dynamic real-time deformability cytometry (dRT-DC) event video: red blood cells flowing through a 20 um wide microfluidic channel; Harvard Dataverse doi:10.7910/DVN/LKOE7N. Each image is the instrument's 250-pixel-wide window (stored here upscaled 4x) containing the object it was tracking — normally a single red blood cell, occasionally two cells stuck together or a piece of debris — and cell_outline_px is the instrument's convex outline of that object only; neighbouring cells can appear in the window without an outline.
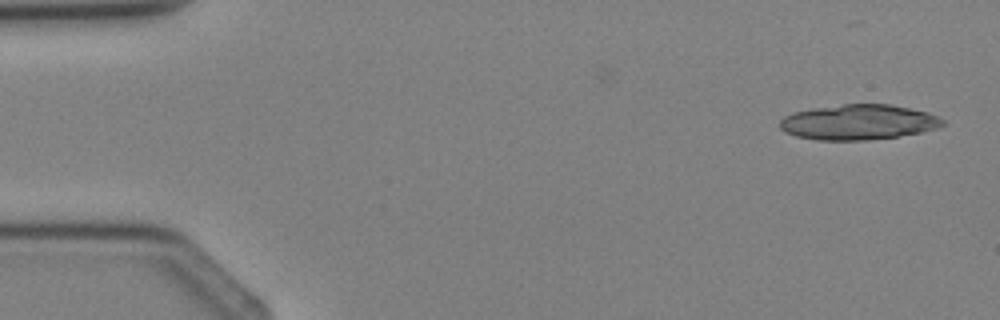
{"species": "Egyptian fruit bat (a non-hibernating species)", "species_latin": "Rousettus aegyptiacus", "temperature_condition": "cold", "stored_images_in_passage": 2, "camera_frame_rate_fps": 3000, "um_per_image_px": 0.085, "animal": {"sex": "female"}, "frame": {"image": 1, "passage_image": 2, "time_ms": 1.333, "image_size_px": [1000, 320], "cell_outline_px": [[948, 124], [936, 128], [920, 132], [896, 136], [868, 140], [816, 140], [796, 136], [784, 132], [780, 128], [780, 120], [784, 116], [792, 112], [812, 108], [844, 104], [892, 104], [928, 112], [944, 120]], "centroid_in_image_um": [72.95, 10.38], "position_along_channel_um": 12.0, "area_um2": 33.52}}